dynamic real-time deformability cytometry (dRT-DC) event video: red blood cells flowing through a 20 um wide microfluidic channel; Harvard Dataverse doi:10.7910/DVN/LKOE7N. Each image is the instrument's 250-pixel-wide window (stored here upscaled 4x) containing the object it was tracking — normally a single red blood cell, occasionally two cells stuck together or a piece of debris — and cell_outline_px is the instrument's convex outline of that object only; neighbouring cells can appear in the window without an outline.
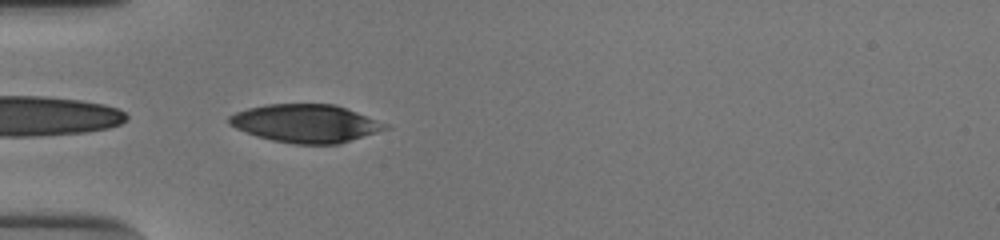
{"species": "human", "species_latin": "Homo sapiens", "temperature_condition": "cold", "stored_images_in_passage": 37, "camera_frame_rate_fps": 3000, "um_per_image_px": 0.085, "donor": {"sex": "male"}, "frame": {"image": 1, "passage_image": 1, "time_ms": 0.0, "image_size_px": [1000, 240], "cell_outline_px": [[392, 128], [340, 144], [292, 144], [272, 140], [256, 136], [236, 128], [228, 124], [228, 116], [236, 112], [248, 108], [268, 104], [336, 104], [388, 124]], "centroid_in_image_um": [26.01, 10.5], "position_along_channel_um": 59.0, "area_um2": 34.85}}
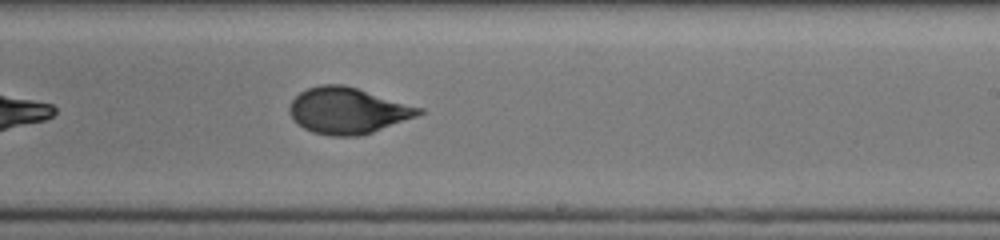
{"frame": {"image": 2, "passage_image": 17, "time_ms": 5.333, "image_size_px": [1000, 240], "cell_outline_px": [[424, 112], [416, 116], [372, 132], [360, 136], [332, 136], [312, 132], [304, 128], [292, 120], [288, 112], [288, 108], [292, 100], [300, 92], [308, 88], [320, 84], [344, 84], [424, 108]], "centroid_in_image_um": [29.53, 9.4], "position_along_channel_um": 259.5, "area_um2": 34.85}}
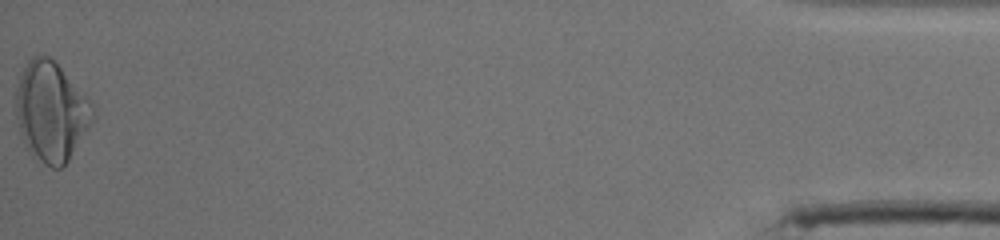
{"frame": {"image": 3, "passage_image": 37, "time_ms": 12.0, "image_size_px": [1000, 240], "cell_outline_px": [[96, 116], [68, 160], [60, 168], [52, 168], [44, 164], [32, 156], [28, 152], [24, 144], [20, 132], [12, 100], [16, 88], [24, 68], [28, 60], [32, 56], [48, 56], [60, 68], [92, 104]], "centroid_in_image_um": [4.3, 9.52], "position_along_channel_um": 430.9, "area_um2": 44.33}, "authors_computed_cell_mechanics": {"area_um2": 34.68, "velocity_mm_per_s": 3.9024, "shape_relaxation_time_tau1_ms": 4.3704, "shape_relaxation_time_tau2_ms": 1.1707, "deformation_change_tau1": 0.1651, "deformation_change_tau2": 0.0599}}